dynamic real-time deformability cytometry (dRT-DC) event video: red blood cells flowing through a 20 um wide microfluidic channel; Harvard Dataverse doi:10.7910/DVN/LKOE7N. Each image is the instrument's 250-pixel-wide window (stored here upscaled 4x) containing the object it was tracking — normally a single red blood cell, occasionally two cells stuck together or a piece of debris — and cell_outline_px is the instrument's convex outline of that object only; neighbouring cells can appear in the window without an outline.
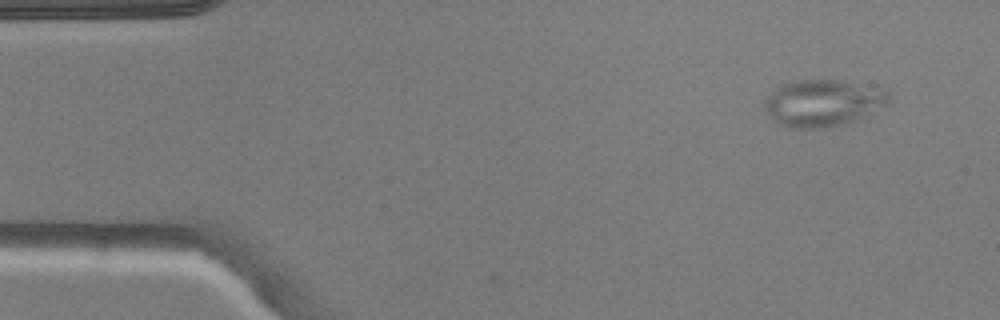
{"species": "common noctule bat (a hibernating species)", "species_latin": "Nyctalus noctula", "temperature_condition": "warm", "stored_images_in_passage": 4, "camera_frame_rate_fps": 3000, "um_per_image_px": 0.085, "animal": {"sex": "male", "body_mass_g": 20.5, "forearm_length_mm": 52.5}, "frame": {"image": 1, "passage_image": 1, "time_ms": 0.0, "image_size_px": [1000, 320], "cell_outline_px": [[892, 96], [888, 104], [852, 120], [840, 124], [816, 128], [792, 128], [780, 124], [764, 108], [764, 100], [780, 84], [796, 80], [844, 80], [888, 88], [892, 92]], "centroid_in_image_um": [70.01, 8.7], "position_along_channel_um": 15.0, "area_um2": 33.81}}